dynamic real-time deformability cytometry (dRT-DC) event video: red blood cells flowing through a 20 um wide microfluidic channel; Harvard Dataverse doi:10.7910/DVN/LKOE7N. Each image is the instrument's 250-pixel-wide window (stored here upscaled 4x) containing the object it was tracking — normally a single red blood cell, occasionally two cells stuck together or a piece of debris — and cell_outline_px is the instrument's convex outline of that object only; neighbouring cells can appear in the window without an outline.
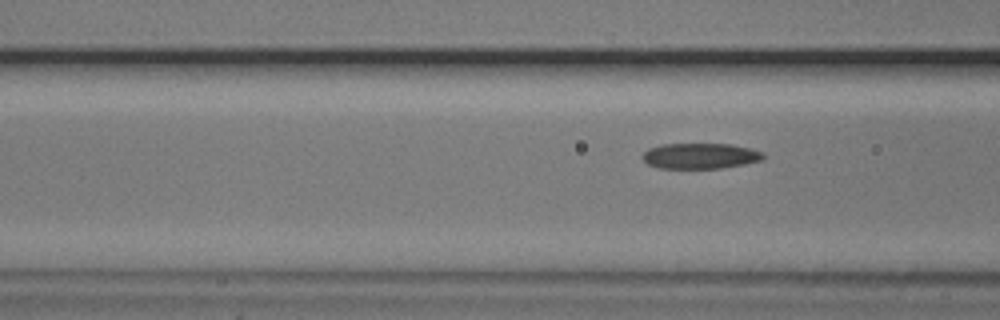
{"species": "common noctule bat (a hibernating species)", "species_latin": "Nyctalus noctula", "temperature_condition": "cold", "stored_images_in_passage": 3, "camera_frame_rate_fps": 3000, "um_per_image_px": 0.085, "animal": {"sex": "male", "body_mass_g": 20.5, "forearm_length_mm": 52.5}, "frame": {"image": 1, "passage_image": 3, "time_ms": 0.667, "image_size_px": [1000, 320], "cell_outline_px": [[764, 160], [744, 164], [720, 168], [660, 168], [648, 164], [640, 156], [648, 148], [664, 144], [732, 144], [752, 148], [764, 152]], "centroid_in_image_um": [59.55, 13.25], "position_along_channel_um": 107.1, "area_um2": 18.15}}